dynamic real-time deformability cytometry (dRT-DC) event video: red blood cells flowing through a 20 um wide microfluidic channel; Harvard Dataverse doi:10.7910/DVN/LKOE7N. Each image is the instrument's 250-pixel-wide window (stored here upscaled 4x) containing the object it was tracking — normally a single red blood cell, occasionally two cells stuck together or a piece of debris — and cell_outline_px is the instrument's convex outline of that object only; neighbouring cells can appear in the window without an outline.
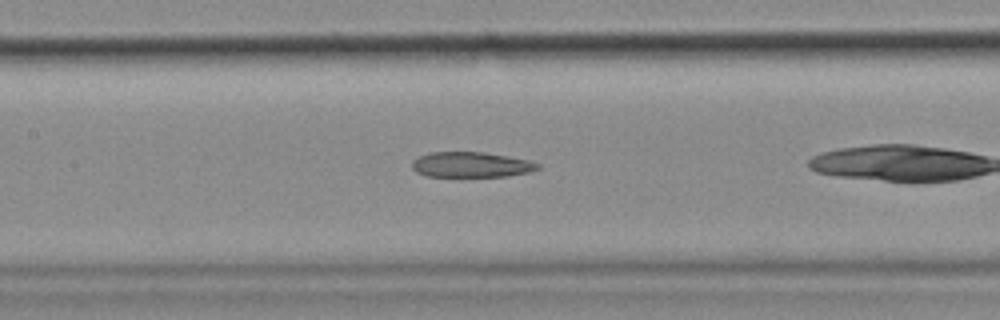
{"species": "common noctule bat (a hibernating species)", "species_latin": "Nyctalus noctula", "temperature_condition": "cold", "stored_images_in_passage": 24, "camera_frame_rate_fps": 3000, "um_per_image_px": 0.085, "animal": {"sex": "female", "body_mass_g": 18.4}, "frame": {"image": 1, "passage_image": 8, "time_ms": 2.333, "image_size_px": [1000, 320], "cell_outline_px": [[540, 168], [528, 172], [508, 176], [428, 176], [416, 172], [412, 168], [412, 160], [420, 156], [432, 152], [484, 152], [528, 160], [540, 164]], "centroid_in_image_um": [40.04, 13.99], "position_along_channel_um": 167.4, "area_um2": 18.38}}
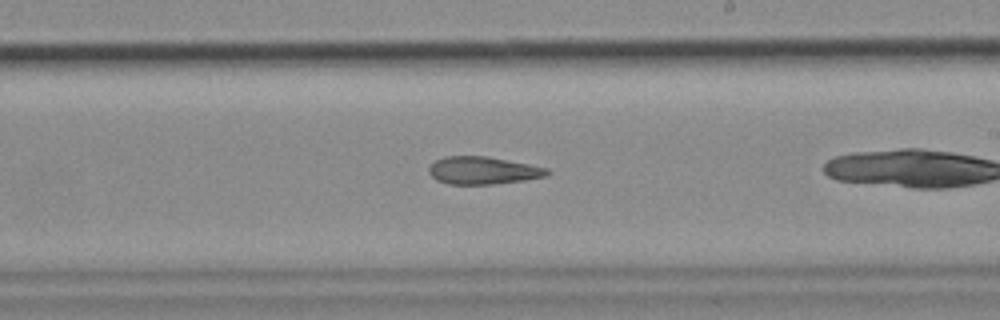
{"frame": {"image": 2, "passage_image": 14, "time_ms": 4.333, "image_size_px": [1000, 320], "cell_outline_px": [[552, 172], [544, 176], [524, 180], [492, 184], [448, 184], [436, 180], [428, 172], [428, 168], [436, 160], [444, 156], [488, 156], [548, 168]], "centroid_in_image_um": [41.03, 14.48], "position_along_channel_um": 248.0, "area_um2": 18.96}}